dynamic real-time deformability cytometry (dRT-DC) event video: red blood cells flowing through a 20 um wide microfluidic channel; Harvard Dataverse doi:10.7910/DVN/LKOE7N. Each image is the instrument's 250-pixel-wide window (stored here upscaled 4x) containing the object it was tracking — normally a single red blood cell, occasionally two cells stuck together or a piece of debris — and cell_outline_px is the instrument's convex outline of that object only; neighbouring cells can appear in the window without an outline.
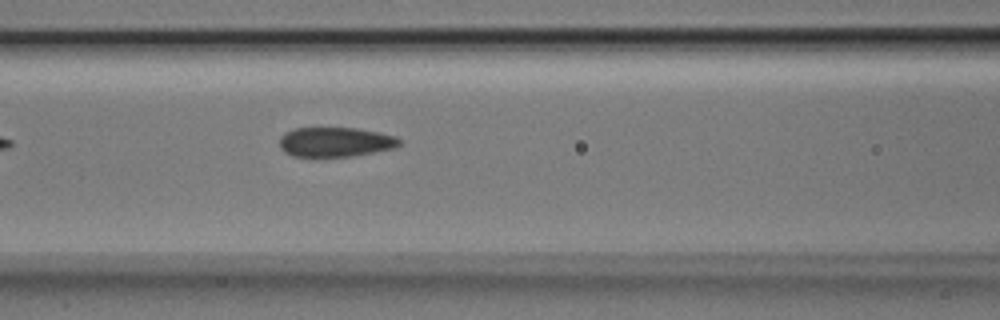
{"species": "Egyptian fruit bat (a non-hibernating species)", "species_latin": "Rousettus aegyptiacus", "temperature_condition": "room temperature", "stored_images_in_passage": 7, "camera_frame_rate_fps": 3000, "um_per_image_px": 0.085, "animal": {"sex": "male"}, "frame": {"image": 1, "passage_image": 7, "time_ms": 2.0, "image_size_px": [1000, 320], "cell_outline_px": [[404, 140], [396, 148], [352, 156], [292, 156], [284, 152], [280, 148], [280, 136], [284, 132], [296, 128], [356, 128], [396, 136]], "centroid_in_image_um": [28.52, 12.07], "position_along_channel_um": 138.1, "area_um2": 20.75}}